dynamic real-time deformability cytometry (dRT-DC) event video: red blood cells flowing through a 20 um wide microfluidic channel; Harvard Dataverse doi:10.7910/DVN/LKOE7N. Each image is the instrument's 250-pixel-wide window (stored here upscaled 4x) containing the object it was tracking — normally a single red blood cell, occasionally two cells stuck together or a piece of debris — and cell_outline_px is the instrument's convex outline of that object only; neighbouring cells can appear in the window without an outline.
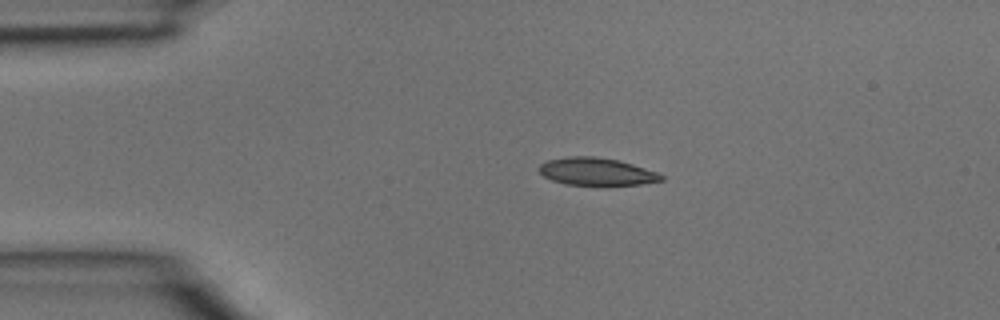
{"species": "common noctule bat (a hibernating species)", "species_latin": "Nyctalus noctula", "temperature_condition": "room temperature", "stored_images_in_passage": 4, "camera_frame_rate_fps": 3000, "um_per_image_px": 0.085, "animal": {"sex": "male", "body_mass_g": 15.6}, "frame": {"image": 1, "passage_image": 1, "time_ms": 0.0, "image_size_px": [1000, 320], "cell_outline_px": [[664, 180], [640, 184], [564, 184], [552, 180], [544, 176], [536, 168], [540, 164], [548, 160], [568, 156], [596, 156], [616, 160], [632, 164], [656, 172], [664, 176]], "centroid_in_image_um": [50.66, 14.57], "position_along_channel_um": 34.3, "area_um2": 19.31}}
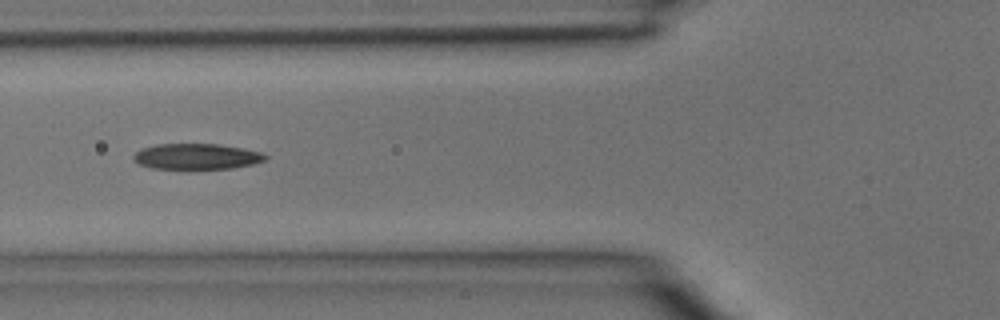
{"frame": {"image": 2, "passage_image": 3, "time_ms": 0.667, "image_size_px": [1000, 320], "cell_outline_px": [[268, 156], [264, 160], [252, 164], [232, 168], [188, 172], [180, 172], [152, 168], [140, 164], [132, 156], [140, 148], [156, 144], [216, 144], [244, 148], [260, 152]], "centroid_in_image_um": [16.66, 13.35], "position_along_channel_um": 109.1, "area_um2": 20.75}}
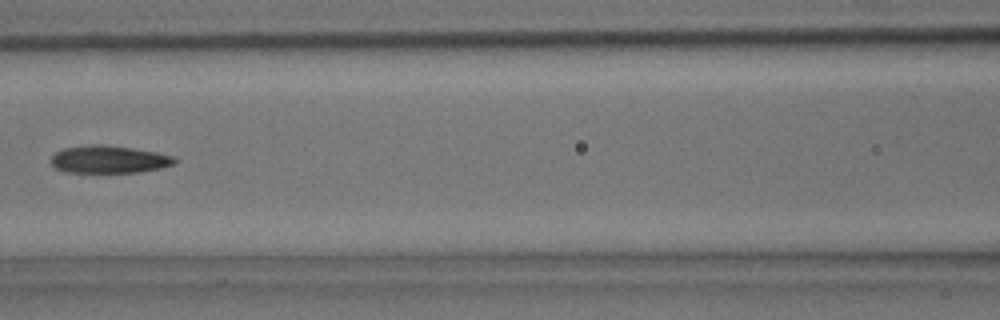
{"frame": {"image": 3, "passage_image": 4, "time_ms": 1.0, "image_size_px": [1000, 320], "cell_outline_px": [[180, 160], [176, 164], [160, 168], [136, 172], [64, 172], [56, 168], [52, 164], [52, 156], [56, 152], [64, 148], [132, 148], [156, 152], [172, 156]], "centroid_in_image_um": [9.35, 13.61], "position_along_channel_um": 157.3, "area_um2": 18.67}}